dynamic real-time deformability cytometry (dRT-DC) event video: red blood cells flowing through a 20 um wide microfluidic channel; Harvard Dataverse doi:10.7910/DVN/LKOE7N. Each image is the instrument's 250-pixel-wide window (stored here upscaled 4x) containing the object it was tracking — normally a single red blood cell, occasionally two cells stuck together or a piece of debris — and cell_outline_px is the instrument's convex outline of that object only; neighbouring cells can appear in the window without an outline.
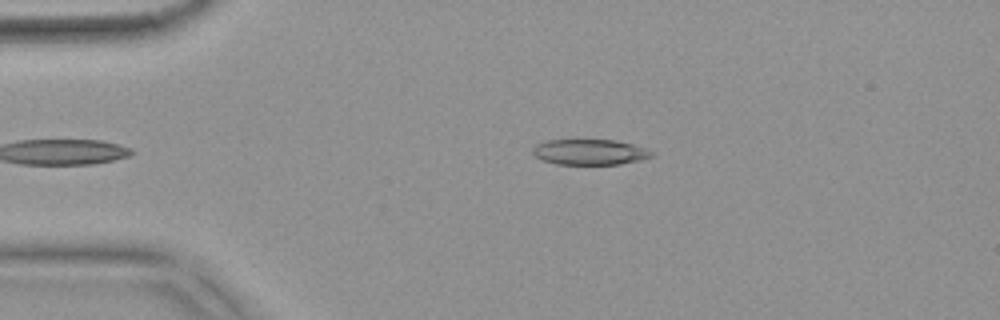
{"species": "common noctule bat (a hibernating species)", "species_latin": "Nyctalus noctula", "temperature_condition": "warm", "stored_images_in_passage": 39, "camera_frame_rate_fps": 3000, "um_per_image_px": 0.085, "animal": {"sex": "female", "body_mass_g": 18.4}, "frame": {"image": 1, "passage_image": 2, "time_ms": 0.333, "image_size_px": [1000, 320], "cell_outline_px": [[656, 156], [640, 160], [620, 164], [556, 164], [540, 160], [532, 152], [532, 148], [536, 144], [544, 140], [616, 140], [632, 144], [644, 148], [652, 152]], "centroid_in_image_um": [50.1, 12.92], "position_along_channel_um": 34.9, "area_um2": 17.8}}
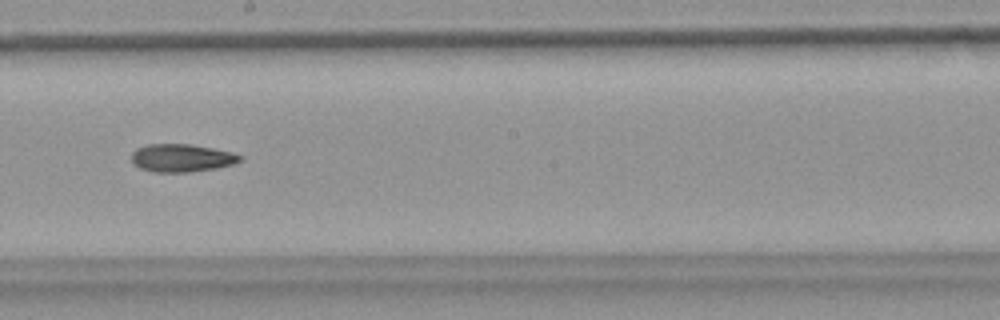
{"frame": {"image": 2, "passage_image": 21, "time_ms": 6.667, "image_size_px": [1000, 320], "cell_outline_px": [[244, 160], [232, 164], [216, 168], [188, 172], [156, 172], [140, 168], [132, 164], [132, 152], [136, 148], [148, 144], [192, 144], [232, 152], [244, 156]], "centroid_in_image_um": [15.45, 13.42], "position_along_channel_um": 232.7, "area_um2": 17.74}}
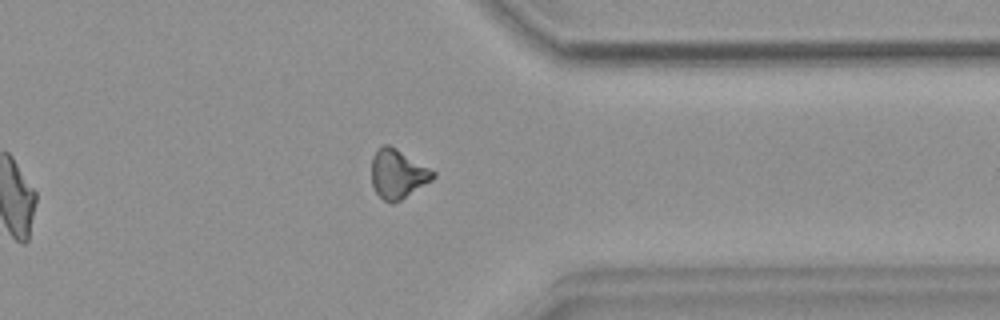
{"frame": {"image": 3, "passage_image": 33, "time_ms": 10.667, "image_size_px": [1000, 320], "cell_outline_px": [[436, 176], [432, 180], [400, 200], [392, 204], [384, 200], [376, 192], [372, 184], [372, 156], [376, 148], [384, 144], [388, 144], [396, 148], [436, 172]], "centroid_in_image_um": [33.79, 14.77], "position_along_channel_um": 377.6, "area_um2": 17.51}}